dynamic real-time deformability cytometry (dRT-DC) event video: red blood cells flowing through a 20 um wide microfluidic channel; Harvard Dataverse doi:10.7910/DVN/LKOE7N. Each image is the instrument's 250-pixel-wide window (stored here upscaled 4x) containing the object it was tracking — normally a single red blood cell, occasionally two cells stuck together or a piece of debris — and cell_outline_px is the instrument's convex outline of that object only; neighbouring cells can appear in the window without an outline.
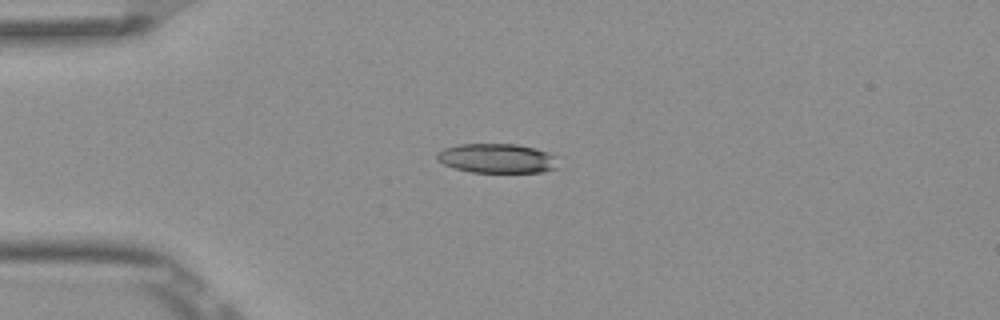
{"species": "Egyptian fruit bat (a non-hibernating species)", "species_latin": "Rousettus aegyptiacus", "temperature_condition": "room temperature", "stored_images_in_passage": 6, "camera_frame_rate_fps": 3000, "um_per_image_px": 0.085, "frame": {"image": 1, "passage_image": 1, "time_ms": 0.0, "image_size_px": [1000, 320], "cell_outline_px": [[564, 168], [540, 172], [472, 172], [456, 168], [444, 164], [436, 160], [436, 156], [444, 148], [460, 144], [516, 144], [536, 148], [564, 156]], "centroid_in_image_um": [42.49, 13.46], "position_along_channel_um": 42.5, "area_um2": 21.62}}
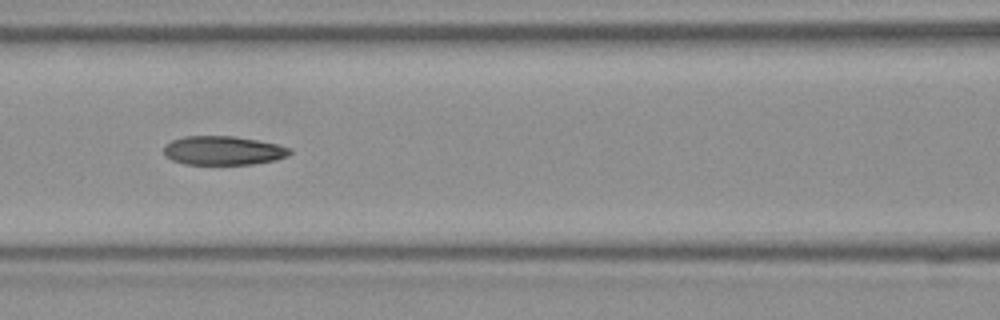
{"frame": {"image": 2, "passage_image": 4, "time_ms": 1.0, "image_size_px": [1000, 320], "cell_outline_px": [[292, 152], [288, 156], [276, 160], [252, 164], [184, 164], [172, 160], [164, 156], [164, 144], [172, 140], [184, 136], [232, 136], [256, 140], [276, 144], [292, 148]], "centroid_in_image_um": [18.96, 12.8], "position_along_channel_um": 147.6, "area_um2": 21.33}}
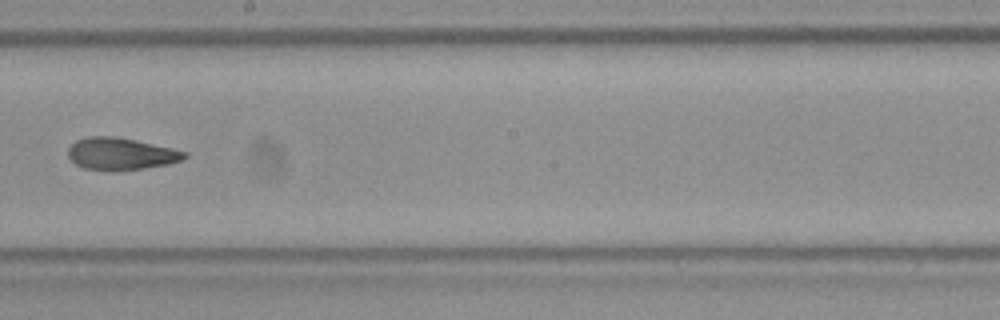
{"frame": {"image": 3, "passage_image": 6, "time_ms": 1.667, "image_size_px": [1000, 320], "cell_outline_px": [[188, 156], [180, 160], [168, 164], [144, 168], [112, 172], [84, 168], [76, 164], [68, 156], [68, 148], [76, 140], [88, 136], [112, 136], [136, 140], [172, 148], [188, 152]], "centroid_in_image_um": [10.26, 13.08], "position_along_channel_um": 237.9, "area_um2": 21.91}}